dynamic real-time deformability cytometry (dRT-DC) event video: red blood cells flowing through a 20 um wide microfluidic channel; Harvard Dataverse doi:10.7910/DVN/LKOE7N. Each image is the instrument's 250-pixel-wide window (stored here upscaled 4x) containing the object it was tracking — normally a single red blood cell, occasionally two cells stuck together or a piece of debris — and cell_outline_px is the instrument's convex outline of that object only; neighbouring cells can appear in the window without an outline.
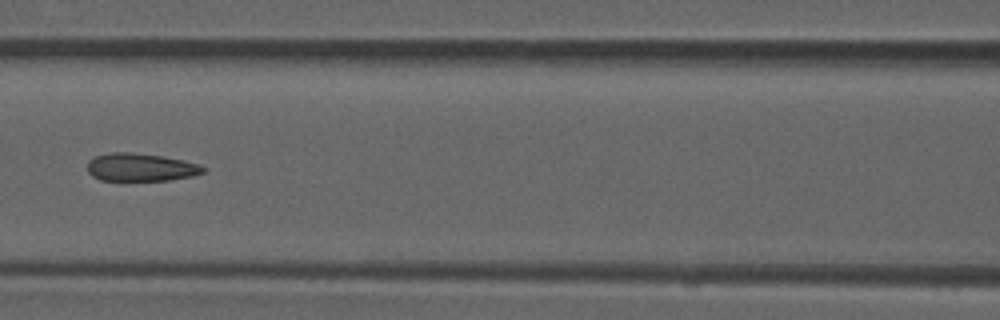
{"species": "common noctule bat (a hibernating species)", "species_latin": "Nyctalus noctula", "temperature_condition": "room temperature", "stored_images_in_passage": 11, "camera_frame_rate_fps": 3000, "um_per_image_px": 0.085, "animal": {"sex": "male", "forearm_length_mm": 52.5}, "frame": {"image": 1, "passage_image": 7, "time_ms": 2.0, "image_size_px": [1000, 320], "cell_outline_px": [[208, 168], [204, 172], [192, 176], [168, 180], [100, 180], [92, 176], [88, 172], [88, 160], [96, 156], [112, 152], [132, 152], [164, 156], [184, 160]], "centroid_in_image_um": [11.96, 14.21], "position_along_channel_um": 154.6, "area_um2": 18.84}}
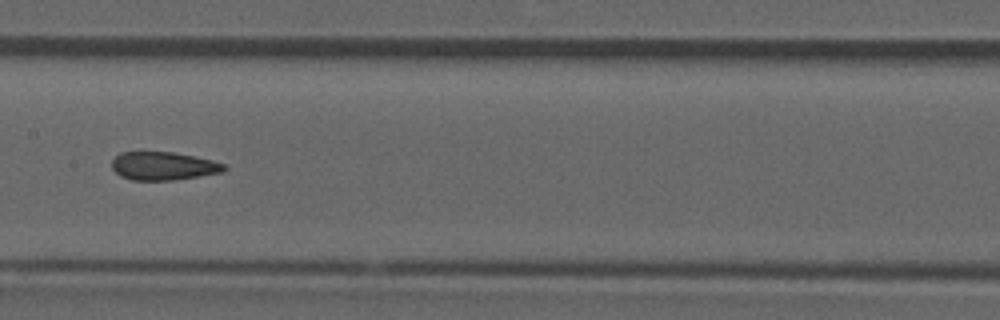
{"frame": {"image": 2, "passage_image": 8, "time_ms": 2.333, "image_size_px": [1000, 320], "cell_outline_px": [[228, 168], [224, 172], [176, 180], [132, 180], [120, 176], [112, 168], [112, 160], [120, 152], [140, 148], [172, 152], [212, 160], [228, 164]], "centroid_in_image_um": [13.86, 14.06], "position_along_channel_um": 193.5, "area_um2": 19.36}}
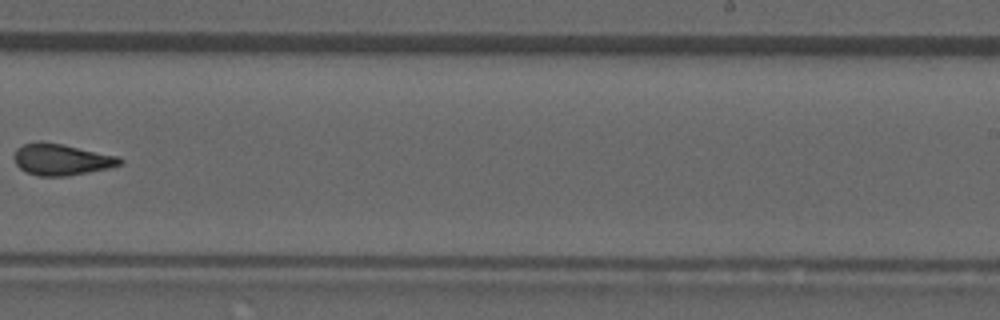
{"frame": {"image": 3, "passage_image": 10, "time_ms": 3.0, "image_size_px": [1000, 320], "cell_outline_px": [[124, 164], [108, 168], [68, 176], [36, 176], [24, 172], [16, 164], [12, 156], [16, 148], [24, 144], [36, 140], [40, 140], [120, 156], [124, 160]], "centroid_in_image_um": [5.2, 13.55], "position_along_channel_um": 283.8, "area_um2": 19.71}}